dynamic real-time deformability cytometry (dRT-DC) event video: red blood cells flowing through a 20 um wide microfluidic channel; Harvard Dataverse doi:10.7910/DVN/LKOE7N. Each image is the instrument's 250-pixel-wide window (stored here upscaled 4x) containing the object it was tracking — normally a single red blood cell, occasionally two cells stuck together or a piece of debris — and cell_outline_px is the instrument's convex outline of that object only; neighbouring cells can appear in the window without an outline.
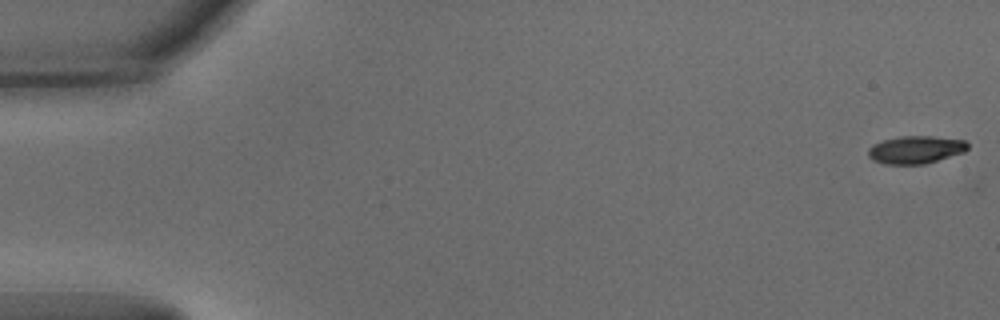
{"species": "common noctule bat (a hibernating species)", "species_latin": "Nyctalus noctula", "temperature_condition": "warm", "stored_images_in_passage": 2, "camera_frame_rate_fps": 3000, "um_per_image_px": 0.085, "animal": {"sex": "male", "body_mass_g": 15.6}, "frame": {"image": 1, "passage_image": 1, "time_ms": 0.0, "image_size_px": [1000, 320], "cell_outline_px": [[968, 148], [964, 152], [924, 164], [884, 164], [872, 160], [868, 156], [868, 148], [872, 144], [884, 140], [900, 136], [932, 136], [964, 140], [968, 144]], "centroid_in_image_um": [77.8, 12.72], "position_along_channel_um": 7.2, "area_um2": 16.07}}